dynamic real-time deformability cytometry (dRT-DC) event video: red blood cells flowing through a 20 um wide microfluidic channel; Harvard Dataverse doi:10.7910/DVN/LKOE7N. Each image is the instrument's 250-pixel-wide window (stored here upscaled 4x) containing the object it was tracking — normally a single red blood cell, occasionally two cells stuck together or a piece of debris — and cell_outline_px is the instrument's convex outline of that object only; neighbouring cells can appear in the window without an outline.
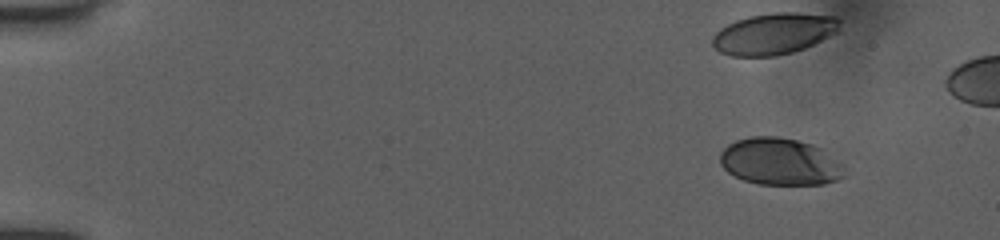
{"species": "human", "species_latin": "Homo sapiens", "temperature_condition": "room temperature", "stored_images_in_passage": 8, "camera_frame_rate_fps": 3000, "um_per_image_px": 0.085, "donor": {"sex": "female"}, "frame": {"image": 1, "passage_image": 2, "time_ms": 0.667, "image_size_px": [1000, 240], "cell_outline_px": [[844, 176], [836, 180], [824, 184], [760, 184], [744, 180], [728, 172], [720, 164], [720, 152], [728, 144], [736, 140], [752, 136], [776, 136], [796, 140], [812, 144], [820, 148], [844, 164]], "centroid_in_image_um": [66.29, 13.74], "position_along_channel_um": 18.7, "area_um2": 34.1}}